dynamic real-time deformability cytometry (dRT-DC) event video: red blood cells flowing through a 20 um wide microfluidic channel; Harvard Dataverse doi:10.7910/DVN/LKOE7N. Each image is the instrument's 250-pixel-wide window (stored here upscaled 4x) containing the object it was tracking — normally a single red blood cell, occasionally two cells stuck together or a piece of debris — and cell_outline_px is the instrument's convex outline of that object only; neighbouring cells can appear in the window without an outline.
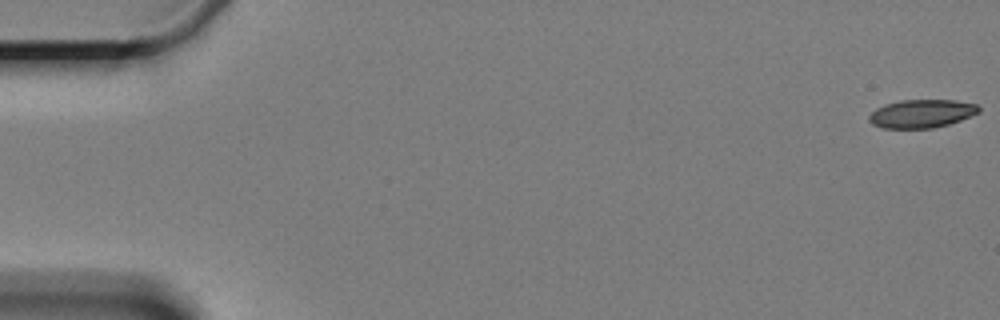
{"species": "Egyptian fruit bat (a non-hibernating species)", "species_latin": "Rousettus aegyptiacus", "temperature_condition": "cold", "stored_images_in_passage": 7, "camera_frame_rate_fps": 3000, "um_per_image_px": 0.085, "animal": {"sex": "female"}, "frame": {"image": 1, "passage_image": 1, "time_ms": 0.0, "image_size_px": [1000, 320], "cell_outline_px": [[980, 112], [960, 120], [948, 124], [932, 128], [880, 128], [872, 124], [868, 120], [868, 116], [876, 108], [884, 104], [900, 100], [956, 100], [976, 104], [980, 108]], "centroid_in_image_um": [78.31, 9.65], "position_along_channel_um": 6.7, "area_um2": 18.15}}
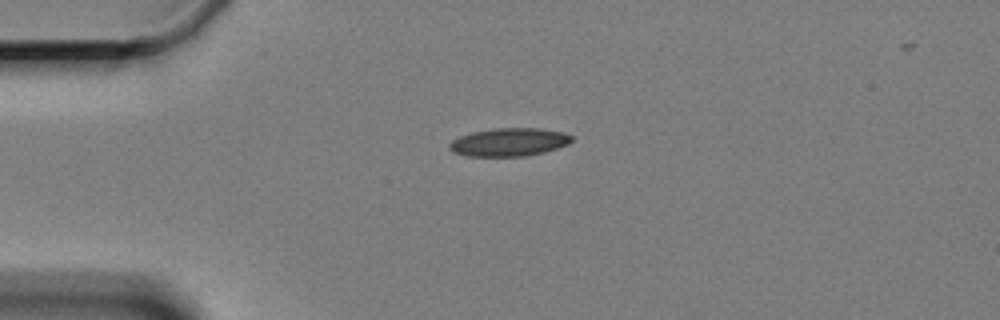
{"frame": {"image": 2, "passage_image": 5, "time_ms": 4.667, "image_size_px": [1000, 320], "cell_outline_px": [[572, 140], [568, 144], [544, 152], [524, 156], [468, 156], [452, 152], [448, 148], [448, 144], [452, 140], [460, 136], [472, 132], [496, 128], [540, 128], [564, 132], [572, 136]], "centroid_in_image_um": [43.25, 12.08], "position_along_channel_um": 41.7, "area_um2": 20.06}}